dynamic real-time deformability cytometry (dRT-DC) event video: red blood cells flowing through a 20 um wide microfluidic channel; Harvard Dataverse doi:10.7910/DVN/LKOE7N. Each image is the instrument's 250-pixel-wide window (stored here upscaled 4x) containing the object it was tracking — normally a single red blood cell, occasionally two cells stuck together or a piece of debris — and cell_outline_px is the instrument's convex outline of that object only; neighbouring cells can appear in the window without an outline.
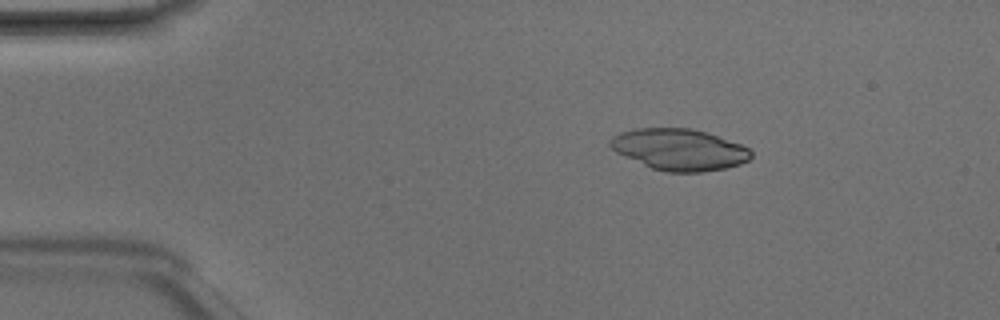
{"species": "Egyptian fruit bat (a non-hibernating species)", "species_latin": "Rousettus aegyptiacus", "temperature_condition": "room temperature", "stored_images_in_passage": 4, "camera_frame_rate_fps": 3000, "um_per_image_px": 0.085, "animal": {"sex": "male"}, "frame": {"image": 1, "passage_image": 2, "time_ms": 0.333, "image_size_px": [1000, 320], "cell_outline_px": [[752, 156], [748, 160], [740, 164], [724, 168], [700, 172], [668, 172], [652, 168], [616, 152], [608, 144], [612, 136], [620, 132], [636, 128], [692, 128], [708, 132], [740, 144], [748, 148], [752, 152]], "centroid_in_image_um": [57.74, 12.7], "position_along_channel_um": 27.3, "area_um2": 33.87}}